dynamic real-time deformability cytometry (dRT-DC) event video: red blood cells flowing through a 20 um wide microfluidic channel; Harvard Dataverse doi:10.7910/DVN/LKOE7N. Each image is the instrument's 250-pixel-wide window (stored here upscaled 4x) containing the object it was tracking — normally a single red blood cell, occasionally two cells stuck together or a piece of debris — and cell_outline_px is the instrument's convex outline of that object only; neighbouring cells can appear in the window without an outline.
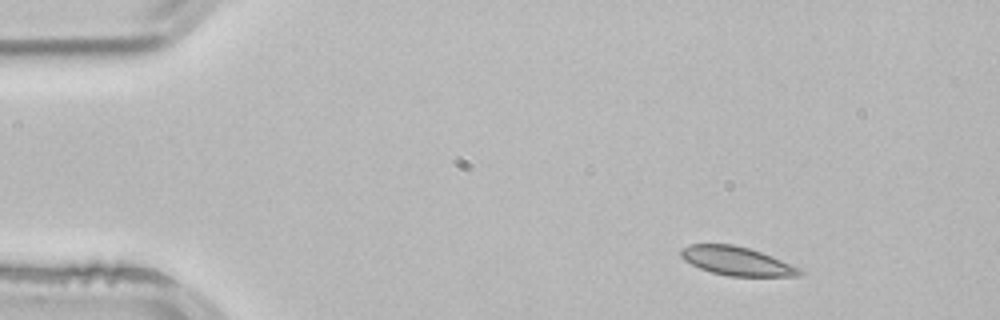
{"species": "common noctule bat (a hibernating species)", "species_latin": "Nyctalus noctula", "temperature_condition": "room temperature", "stored_images_in_passage": 47, "camera_frame_rate_fps": 3000, "um_per_image_px": 0.085, "animal": {"sex": "male", "body_mass_g": 21.5, "forearm_length_mm": 52.0}, "frame": {"image": 1, "passage_image": 1, "time_ms": 0.0, "image_size_px": [1000, 320], "cell_outline_px": [[804, 272], [800, 276], [728, 276], [712, 272], [700, 268], [684, 260], [680, 256], [680, 248], [688, 244], [732, 244], [748, 248], [772, 256], [800, 268]], "centroid_in_image_um": [62.6, 22.18], "position_along_channel_um": 22.4, "area_um2": 19.83}}
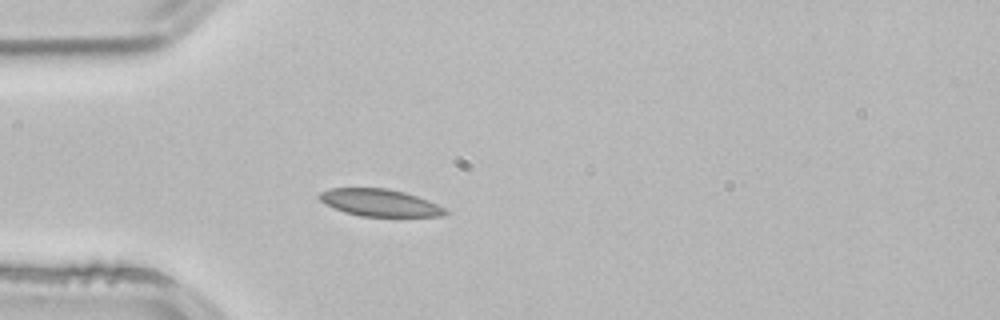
{"frame": {"image": 2, "passage_image": 9, "time_ms": 2.667, "image_size_px": [1000, 320], "cell_outline_px": [[448, 212], [440, 216], [360, 216], [344, 212], [332, 208], [324, 204], [316, 196], [320, 192], [332, 188], [388, 188], [404, 192], [416, 196], [436, 204], [444, 208]], "centroid_in_image_um": [32.19, 17.22], "position_along_channel_um": 52.8, "area_um2": 19.83}}
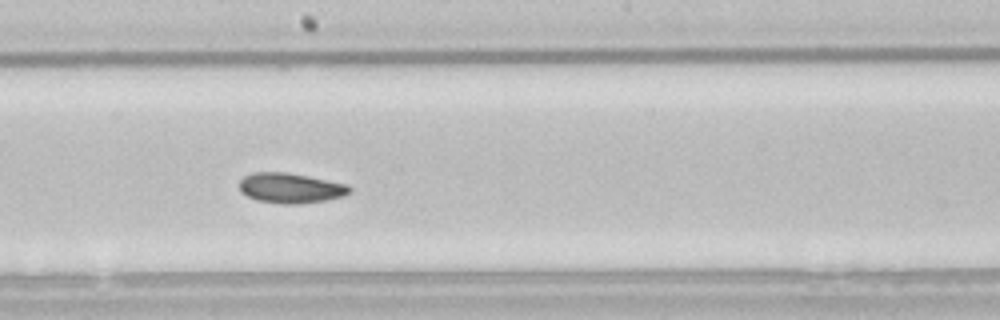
{"frame": {"image": 3, "passage_image": 23, "time_ms": 7.333, "image_size_px": [1000, 320], "cell_outline_px": [[352, 192], [344, 196], [324, 200], [292, 204], [280, 204], [256, 200], [240, 192], [240, 180], [244, 176], [252, 172], [288, 172], [348, 184], [352, 188]], "centroid_in_image_um": [24.7, 15.97], "position_along_channel_um": 223.5, "area_um2": 19.42}}